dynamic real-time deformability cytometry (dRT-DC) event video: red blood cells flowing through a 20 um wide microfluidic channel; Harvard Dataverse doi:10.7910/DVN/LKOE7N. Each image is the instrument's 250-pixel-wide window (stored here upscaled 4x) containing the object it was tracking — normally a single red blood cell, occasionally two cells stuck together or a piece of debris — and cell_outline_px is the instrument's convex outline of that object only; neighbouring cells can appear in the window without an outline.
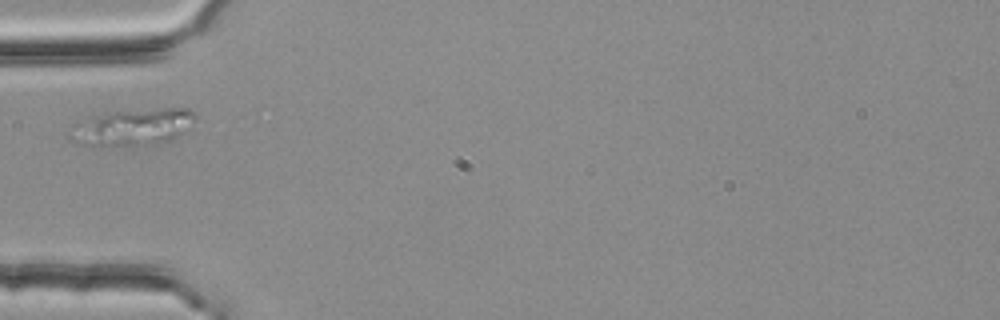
{"species": "common noctule bat (a hibernating species)", "species_latin": "Nyctalus noctula", "temperature_condition": "room temperature", "stored_images_in_passage": 3, "camera_frame_rate_fps": 3000, "um_per_image_px": 0.085, "animal": {"sex": "female", "body_mass_g": 25.1}, "frame": {"image": 1, "passage_image": 2, "time_ms": 0.333, "image_size_px": [1000, 320], "cell_outline_px": [[196, 120], [172, 140], [152, 144], [92, 148], [72, 140], [68, 136], [72, 124], [116, 112], [160, 108], [188, 108], [196, 112]], "centroid_in_image_um": [11.29, 10.84], "position_along_channel_um": 73.7, "area_um2": 26.7}}
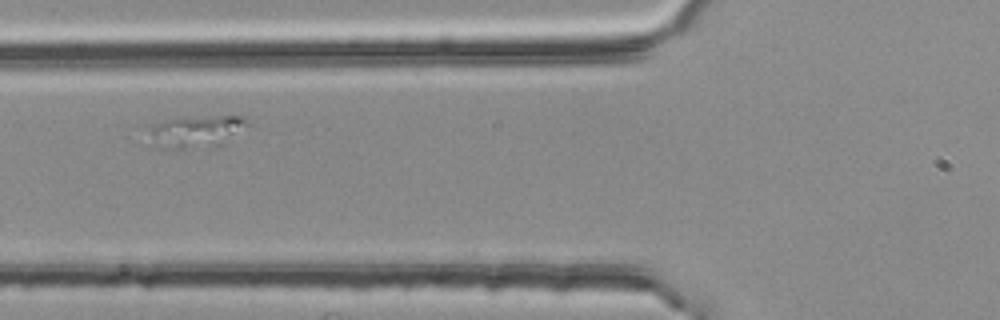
{"frame": {"image": 2, "passage_image": 3, "time_ms": 0.667, "image_size_px": [1000, 320], "cell_outline_px": [[248, 124], [224, 144], [208, 148], [156, 148], [140, 144], [128, 140], [124, 136], [148, 124], [164, 120], [216, 116], [244, 116], [248, 120]], "centroid_in_image_um": [16.07, 11.24], "position_along_channel_um": 109.7, "area_um2": 21.04}}